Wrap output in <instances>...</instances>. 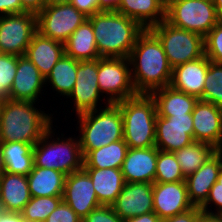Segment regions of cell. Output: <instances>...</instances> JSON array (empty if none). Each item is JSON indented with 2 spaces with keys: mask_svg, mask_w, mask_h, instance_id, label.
I'll use <instances>...</instances> for the list:
<instances>
[{
  "mask_svg": "<svg viewBox=\"0 0 222 222\" xmlns=\"http://www.w3.org/2000/svg\"><path fill=\"white\" fill-rule=\"evenodd\" d=\"M45 222H82V219L62 200Z\"/></svg>",
  "mask_w": 222,
  "mask_h": 222,
  "instance_id": "38",
  "label": "cell"
},
{
  "mask_svg": "<svg viewBox=\"0 0 222 222\" xmlns=\"http://www.w3.org/2000/svg\"><path fill=\"white\" fill-rule=\"evenodd\" d=\"M158 148H129L122 165L125 183H154Z\"/></svg>",
  "mask_w": 222,
  "mask_h": 222,
  "instance_id": "20",
  "label": "cell"
},
{
  "mask_svg": "<svg viewBox=\"0 0 222 222\" xmlns=\"http://www.w3.org/2000/svg\"><path fill=\"white\" fill-rule=\"evenodd\" d=\"M121 0H99L98 7L100 11H117Z\"/></svg>",
  "mask_w": 222,
  "mask_h": 222,
  "instance_id": "47",
  "label": "cell"
},
{
  "mask_svg": "<svg viewBox=\"0 0 222 222\" xmlns=\"http://www.w3.org/2000/svg\"><path fill=\"white\" fill-rule=\"evenodd\" d=\"M116 104L123 117V140L128 147H154L157 109L151 94H137Z\"/></svg>",
  "mask_w": 222,
  "mask_h": 222,
  "instance_id": "5",
  "label": "cell"
},
{
  "mask_svg": "<svg viewBox=\"0 0 222 222\" xmlns=\"http://www.w3.org/2000/svg\"><path fill=\"white\" fill-rule=\"evenodd\" d=\"M44 87L45 78L38 68L25 55L17 56V70L8 99L38 102Z\"/></svg>",
  "mask_w": 222,
  "mask_h": 222,
  "instance_id": "18",
  "label": "cell"
},
{
  "mask_svg": "<svg viewBox=\"0 0 222 222\" xmlns=\"http://www.w3.org/2000/svg\"><path fill=\"white\" fill-rule=\"evenodd\" d=\"M30 199L27 176L2 171L0 177V209L21 213Z\"/></svg>",
  "mask_w": 222,
  "mask_h": 222,
  "instance_id": "23",
  "label": "cell"
},
{
  "mask_svg": "<svg viewBox=\"0 0 222 222\" xmlns=\"http://www.w3.org/2000/svg\"><path fill=\"white\" fill-rule=\"evenodd\" d=\"M63 54H65L64 43L44 37L37 31L27 47L25 56L46 79Z\"/></svg>",
  "mask_w": 222,
  "mask_h": 222,
  "instance_id": "22",
  "label": "cell"
},
{
  "mask_svg": "<svg viewBox=\"0 0 222 222\" xmlns=\"http://www.w3.org/2000/svg\"><path fill=\"white\" fill-rule=\"evenodd\" d=\"M22 7L29 12L38 13L45 7V0H20Z\"/></svg>",
  "mask_w": 222,
  "mask_h": 222,
  "instance_id": "44",
  "label": "cell"
},
{
  "mask_svg": "<svg viewBox=\"0 0 222 222\" xmlns=\"http://www.w3.org/2000/svg\"><path fill=\"white\" fill-rule=\"evenodd\" d=\"M202 213L203 211L200 207H193L181 214L162 219L161 222H199V217Z\"/></svg>",
  "mask_w": 222,
  "mask_h": 222,
  "instance_id": "41",
  "label": "cell"
},
{
  "mask_svg": "<svg viewBox=\"0 0 222 222\" xmlns=\"http://www.w3.org/2000/svg\"><path fill=\"white\" fill-rule=\"evenodd\" d=\"M188 198L186 181L154 182L153 212L162 220L193 208Z\"/></svg>",
  "mask_w": 222,
  "mask_h": 222,
  "instance_id": "16",
  "label": "cell"
},
{
  "mask_svg": "<svg viewBox=\"0 0 222 222\" xmlns=\"http://www.w3.org/2000/svg\"><path fill=\"white\" fill-rule=\"evenodd\" d=\"M129 61L133 86L138 94H151L170 85L172 68L161 42L149 29L138 36Z\"/></svg>",
  "mask_w": 222,
  "mask_h": 222,
  "instance_id": "1",
  "label": "cell"
},
{
  "mask_svg": "<svg viewBox=\"0 0 222 222\" xmlns=\"http://www.w3.org/2000/svg\"><path fill=\"white\" fill-rule=\"evenodd\" d=\"M36 102L0 100V142L19 141L35 145L53 125V115L41 111Z\"/></svg>",
  "mask_w": 222,
  "mask_h": 222,
  "instance_id": "2",
  "label": "cell"
},
{
  "mask_svg": "<svg viewBox=\"0 0 222 222\" xmlns=\"http://www.w3.org/2000/svg\"><path fill=\"white\" fill-rule=\"evenodd\" d=\"M53 128L52 125L33 147L34 167L54 169L65 175L81 170L84 166V156L79 138L71 136L63 139L62 133V138L57 135L55 138L56 131H53Z\"/></svg>",
  "mask_w": 222,
  "mask_h": 222,
  "instance_id": "6",
  "label": "cell"
},
{
  "mask_svg": "<svg viewBox=\"0 0 222 222\" xmlns=\"http://www.w3.org/2000/svg\"><path fill=\"white\" fill-rule=\"evenodd\" d=\"M218 149L206 142L192 144L174 151L185 178L197 171Z\"/></svg>",
  "mask_w": 222,
  "mask_h": 222,
  "instance_id": "32",
  "label": "cell"
},
{
  "mask_svg": "<svg viewBox=\"0 0 222 222\" xmlns=\"http://www.w3.org/2000/svg\"><path fill=\"white\" fill-rule=\"evenodd\" d=\"M2 171L27 176L34 167V145L13 141L0 142Z\"/></svg>",
  "mask_w": 222,
  "mask_h": 222,
  "instance_id": "26",
  "label": "cell"
},
{
  "mask_svg": "<svg viewBox=\"0 0 222 222\" xmlns=\"http://www.w3.org/2000/svg\"><path fill=\"white\" fill-rule=\"evenodd\" d=\"M129 147L122 139L106 146L91 150L84 157L83 168H116L121 169Z\"/></svg>",
  "mask_w": 222,
  "mask_h": 222,
  "instance_id": "30",
  "label": "cell"
},
{
  "mask_svg": "<svg viewBox=\"0 0 222 222\" xmlns=\"http://www.w3.org/2000/svg\"><path fill=\"white\" fill-rule=\"evenodd\" d=\"M64 50L67 56L79 61L100 58L92 24L88 19L69 36L64 43Z\"/></svg>",
  "mask_w": 222,
  "mask_h": 222,
  "instance_id": "28",
  "label": "cell"
},
{
  "mask_svg": "<svg viewBox=\"0 0 222 222\" xmlns=\"http://www.w3.org/2000/svg\"><path fill=\"white\" fill-rule=\"evenodd\" d=\"M185 179L174 152L158 149L154 182L170 183L185 181Z\"/></svg>",
  "mask_w": 222,
  "mask_h": 222,
  "instance_id": "34",
  "label": "cell"
},
{
  "mask_svg": "<svg viewBox=\"0 0 222 222\" xmlns=\"http://www.w3.org/2000/svg\"><path fill=\"white\" fill-rule=\"evenodd\" d=\"M117 11L136 20L144 29L165 20V11L156 0H121Z\"/></svg>",
  "mask_w": 222,
  "mask_h": 222,
  "instance_id": "29",
  "label": "cell"
},
{
  "mask_svg": "<svg viewBox=\"0 0 222 222\" xmlns=\"http://www.w3.org/2000/svg\"><path fill=\"white\" fill-rule=\"evenodd\" d=\"M208 67L209 59L206 55L176 66L172 69L170 86L199 99L203 94Z\"/></svg>",
  "mask_w": 222,
  "mask_h": 222,
  "instance_id": "21",
  "label": "cell"
},
{
  "mask_svg": "<svg viewBox=\"0 0 222 222\" xmlns=\"http://www.w3.org/2000/svg\"><path fill=\"white\" fill-rule=\"evenodd\" d=\"M17 70V56L0 53V100L10 95Z\"/></svg>",
  "mask_w": 222,
  "mask_h": 222,
  "instance_id": "36",
  "label": "cell"
},
{
  "mask_svg": "<svg viewBox=\"0 0 222 222\" xmlns=\"http://www.w3.org/2000/svg\"><path fill=\"white\" fill-rule=\"evenodd\" d=\"M217 11L218 22L222 23V0H212Z\"/></svg>",
  "mask_w": 222,
  "mask_h": 222,
  "instance_id": "49",
  "label": "cell"
},
{
  "mask_svg": "<svg viewBox=\"0 0 222 222\" xmlns=\"http://www.w3.org/2000/svg\"><path fill=\"white\" fill-rule=\"evenodd\" d=\"M212 204H214L217 212L209 209L210 207L212 208ZM200 209L204 213L222 215V187H218V181H216V183L210 189L208 198L206 202L200 207Z\"/></svg>",
  "mask_w": 222,
  "mask_h": 222,
  "instance_id": "40",
  "label": "cell"
},
{
  "mask_svg": "<svg viewBox=\"0 0 222 222\" xmlns=\"http://www.w3.org/2000/svg\"><path fill=\"white\" fill-rule=\"evenodd\" d=\"M79 60H75L66 54L53 66L51 73L45 79V85L53 88L56 94L68 97L76 82V73ZM50 83L48 85V83Z\"/></svg>",
  "mask_w": 222,
  "mask_h": 222,
  "instance_id": "31",
  "label": "cell"
},
{
  "mask_svg": "<svg viewBox=\"0 0 222 222\" xmlns=\"http://www.w3.org/2000/svg\"><path fill=\"white\" fill-rule=\"evenodd\" d=\"M26 12L20 0H0V16Z\"/></svg>",
  "mask_w": 222,
  "mask_h": 222,
  "instance_id": "43",
  "label": "cell"
},
{
  "mask_svg": "<svg viewBox=\"0 0 222 222\" xmlns=\"http://www.w3.org/2000/svg\"><path fill=\"white\" fill-rule=\"evenodd\" d=\"M200 100L211 102L222 109V63L209 60V67Z\"/></svg>",
  "mask_w": 222,
  "mask_h": 222,
  "instance_id": "35",
  "label": "cell"
},
{
  "mask_svg": "<svg viewBox=\"0 0 222 222\" xmlns=\"http://www.w3.org/2000/svg\"><path fill=\"white\" fill-rule=\"evenodd\" d=\"M194 142L192 114L156 117L155 146L174 152Z\"/></svg>",
  "mask_w": 222,
  "mask_h": 222,
  "instance_id": "13",
  "label": "cell"
},
{
  "mask_svg": "<svg viewBox=\"0 0 222 222\" xmlns=\"http://www.w3.org/2000/svg\"><path fill=\"white\" fill-rule=\"evenodd\" d=\"M97 76L99 91L109 103H118L138 94L133 86L129 58L100 57Z\"/></svg>",
  "mask_w": 222,
  "mask_h": 222,
  "instance_id": "9",
  "label": "cell"
},
{
  "mask_svg": "<svg viewBox=\"0 0 222 222\" xmlns=\"http://www.w3.org/2000/svg\"><path fill=\"white\" fill-rule=\"evenodd\" d=\"M37 32V15L33 12L0 16V53L24 56Z\"/></svg>",
  "mask_w": 222,
  "mask_h": 222,
  "instance_id": "11",
  "label": "cell"
},
{
  "mask_svg": "<svg viewBox=\"0 0 222 222\" xmlns=\"http://www.w3.org/2000/svg\"><path fill=\"white\" fill-rule=\"evenodd\" d=\"M101 107L77 115L79 127L76 129H79L78 138L84 157L91 150L123 139V117L119 106L110 103L105 107L101 104Z\"/></svg>",
  "mask_w": 222,
  "mask_h": 222,
  "instance_id": "4",
  "label": "cell"
},
{
  "mask_svg": "<svg viewBox=\"0 0 222 222\" xmlns=\"http://www.w3.org/2000/svg\"><path fill=\"white\" fill-rule=\"evenodd\" d=\"M36 15L37 31L44 37L62 43L88 19L71 3L45 6Z\"/></svg>",
  "mask_w": 222,
  "mask_h": 222,
  "instance_id": "10",
  "label": "cell"
},
{
  "mask_svg": "<svg viewBox=\"0 0 222 222\" xmlns=\"http://www.w3.org/2000/svg\"><path fill=\"white\" fill-rule=\"evenodd\" d=\"M156 103L158 116L185 115L192 113L199 100L193 95L166 86L151 93Z\"/></svg>",
  "mask_w": 222,
  "mask_h": 222,
  "instance_id": "25",
  "label": "cell"
},
{
  "mask_svg": "<svg viewBox=\"0 0 222 222\" xmlns=\"http://www.w3.org/2000/svg\"><path fill=\"white\" fill-rule=\"evenodd\" d=\"M205 55L215 63H222V23H217L204 37Z\"/></svg>",
  "mask_w": 222,
  "mask_h": 222,
  "instance_id": "37",
  "label": "cell"
},
{
  "mask_svg": "<svg viewBox=\"0 0 222 222\" xmlns=\"http://www.w3.org/2000/svg\"><path fill=\"white\" fill-rule=\"evenodd\" d=\"M111 206L122 220L153 212V183H125Z\"/></svg>",
  "mask_w": 222,
  "mask_h": 222,
  "instance_id": "17",
  "label": "cell"
},
{
  "mask_svg": "<svg viewBox=\"0 0 222 222\" xmlns=\"http://www.w3.org/2000/svg\"><path fill=\"white\" fill-rule=\"evenodd\" d=\"M199 222H222V215L202 213Z\"/></svg>",
  "mask_w": 222,
  "mask_h": 222,
  "instance_id": "48",
  "label": "cell"
},
{
  "mask_svg": "<svg viewBox=\"0 0 222 222\" xmlns=\"http://www.w3.org/2000/svg\"><path fill=\"white\" fill-rule=\"evenodd\" d=\"M159 39L172 69L205 55L204 37L175 27L166 20L149 28Z\"/></svg>",
  "mask_w": 222,
  "mask_h": 222,
  "instance_id": "7",
  "label": "cell"
},
{
  "mask_svg": "<svg viewBox=\"0 0 222 222\" xmlns=\"http://www.w3.org/2000/svg\"><path fill=\"white\" fill-rule=\"evenodd\" d=\"M99 0H72L71 4L86 16H91L99 12Z\"/></svg>",
  "mask_w": 222,
  "mask_h": 222,
  "instance_id": "42",
  "label": "cell"
},
{
  "mask_svg": "<svg viewBox=\"0 0 222 222\" xmlns=\"http://www.w3.org/2000/svg\"><path fill=\"white\" fill-rule=\"evenodd\" d=\"M221 168L222 150H217L197 171L185 179L188 198L194 207H201L206 202Z\"/></svg>",
  "mask_w": 222,
  "mask_h": 222,
  "instance_id": "19",
  "label": "cell"
},
{
  "mask_svg": "<svg viewBox=\"0 0 222 222\" xmlns=\"http://www.w3.org/2000/svg\"><path fill=\"white\" fill-rule=\"evenodd\" d=\"M90 176L100 205L111 206L125 185L121 169L83 168Z\"/></svg>",
  "mask_w": 222,
  "mask_h": 222,
  "instance_id": "24",
  "label": "cell"
},
{
  "mask_svg": "<svg viewBox=\"0 0 222 222\" xmlns=\"http://www.w3.org/2000/svg\"><path fill=\"white\" fill-rule=\"evenodd\" d=\"M0 222H26L22 213L11 211H0Z\"/></svg>",
  "mask_w": 222,
  "mask_h": 222,
  "instance_id": "45",
  "label": "cell"
},
{
  "mask_svg": "<svg viewBox=\"0 0 222 222\" xmlns=\"http://www.w3.org/2000/svg\"><path fill=\"white\" fill-rule=\"evenodd\" d=\"M66 175L60 171L33 167L27 175L31 197L63 196Z\"/></svg>",
  "mask_w": 222,
  "mask_h": 222,
  "instance_id": "27",
  "label": "cell"
},
{
  "mask_svg": "<svg viewBox=\"0 0 222 222\" xmlns=\"http://www.w3.org/2000/svg\"><path fill=\"white\" fill-rule=\"evenodd\" d=\"M176 0H156L161 8L166 11Z\"/></svg>",
  "mask_w": 222,
  "mask_h": 222,
  "instance_id": "50",
  "label": "cell"
},
{
  "mask_svg": "<svg viewBox=\"0 0 222 222\" xmlns=\"http://www.w3.org/2000/svg\"><path fill=\"white\" fill-rule=\"evenodd\" d=\"M191 114L194 141L206 142L222 150V109L199 99Z\"/></svg>",
  "mask_w": 222,
  "mask_h": 222,
  "instance_id": "15",
  "label": "cell"
},
{
  "mask_svg": "<svg viewBox=\"0 0 222 222\" xmlns=\"http://www.w3.org/2000/svg\"><path fill=\"white\" fill-rule=\"evenodd\" d=\"M123 222H161V219L154 212L138 215L137 217L128 218Z\"/></svg>",
  "mask_w": 222,
  "mask_h": 222,
  "instance_id": "46",
  "label": "cell"
},
{
  "mask_svg": "<svg viewBox=\"0 0 222 222\" xmlns=\"http://www.w3.org/2000/svg\"><path fill=\"white\" fill-rule=\"evenodd\" d=\"M82 222H123L114 212L112 206H104L92 210Z\"/></svg>",
  "mask_w": 222,
  "mask_h": 222,
  "instance_id": "39",
  "label": "cell"
},
{
  "mask_svg": "<svg viewBox=\"0 0 222 222\" xmlns=\"http://www.w3.org/2000/svg\"><path fill=\"white\" fill-rule=\"evenodd\" d=\"M100 57L129 58L138 36L145 30L118 11H100L88 17Z\"/></svg>",
  "mask_w": 222,
  "mask_h": 222,
  "instance_id": "3",
  "label": "cell"
},
{
  "mask_svg": "<svg viewBox=\"0 0 222 222\" xmlns=\"http://www.w3.org/2000/svg\"><path fill=\"white\" fill-rule=\"evenodd\" d=\"M3 164H2V155H1V147H0V170H2Z\"/></svg>",
  "mask_w": 222,
  "mask_h": 222,
  "instance_id": "53",
  "label": "cell"
},
{
  "mask_svg": "<svg viewBox=\"0 0 222 222\" xmlns=\"http://www.w3.org/2000/svg\"><path fill=\"white\" fill-rule=\"evenodd\" d=\"M98 59L79 61L76 82L67 98H71L76 115L98 109L99 100L102 104H110L99 91L98 86ZM102 98V99H100ZM104 98V99H103ZM106 101V102H105Z\"/></svg>",
  "mask_w": 222,
  "mask_h": 222,
  "instance_id": "12",
  "label": "cell"
},
{
  "mask_svg": "<svg viewBox=\"0 0 222 222\" xmlns=\"http://www.w3.org/2000/svg\"><path fill=\"white\" fill-rule=\"evenodd\" d=\"M61 201L62 196L31 197L21 213L26 222H45Z\"/></svg>",
  "mask_w": 222,
  "mask_h": 222,
  "instance_id": "33",
  "label": "cell"
},
{
  "mask_svg": "<svg viewBox=\"0 0 222 222\" xmlns=\"http://www.w3.org/2000/svg\"><path fill=\"white\" fill-rule=\"evenodd\" d=\"M72 0H45V6L55 5V4H64L71 3Z\"/></svg>",
  "mask_w": 222,
  "mask_h": 222,
  "instance_id": "51",
  "label": "cell"
},
{
  "mask_svg": "<svg viewBox=\"0 0 222 222\" xmlns=\"http://www.w3.org/2000/svg\"><path fill=\"white\" fill-rule=\"evenodd\" d=\"M165 20L175 27L203 37L218 23L212 0H176L165 11Z\"/></svg>",
  "mask_w": 222,
  "mask_h": 222,
  "instance_id": "8",
  "label": "cell"
},
{
  "mask_svg": "<svg viewBox=\"0 0 222 222\" xmlns=\"http://www.w3.org/2000/svg\"><path fill=\"white\" fill-rule=\"evenodd\" d=\"M217 181H218V187H222V168L219 171Z\"/></svg>",
  "mask_w": 222,
  "mask_h": 222,
  "instance_id": "52",
  "label": "cell"
},
{
  "mask_svg": "<svg viewBox=\"0 0 222 222\" xmlns=\"http://www.w3.org/2000/svg\"><path fill=\"white\" fill-rule=\"evenodd\" d=\"M62 200L83 220L92 210L100 207L92 180L82 168L66 175Z\"/></svg>",
  "mask_w": 222,
  "mask_h": 222,
  "instance_id": "14",
  "label": "cell"
}]
</instances>
